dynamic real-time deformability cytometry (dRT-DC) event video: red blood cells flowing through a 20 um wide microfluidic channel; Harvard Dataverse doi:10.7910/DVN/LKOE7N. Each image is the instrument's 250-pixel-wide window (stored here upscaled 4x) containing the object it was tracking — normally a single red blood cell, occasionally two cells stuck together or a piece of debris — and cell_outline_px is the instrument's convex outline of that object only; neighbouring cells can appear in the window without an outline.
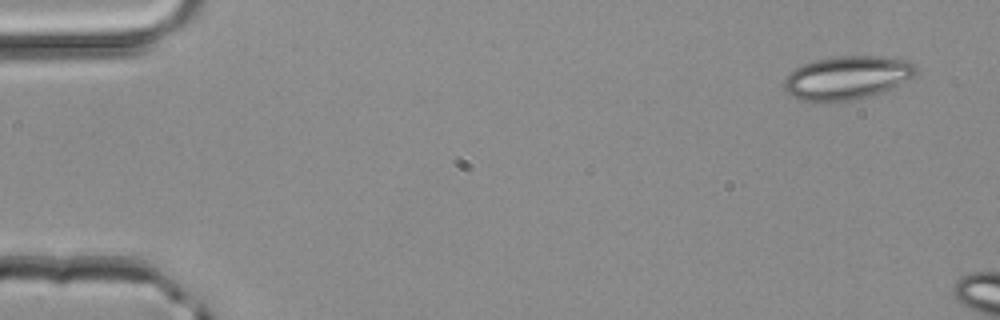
{"species": "common noctule bat (a hibernating species)", "species_latin": "Nyctalus noctula", "temperature_condition": "room temperature", "stored_images_in_passage": 3, "camera_frame_rate_fps": 3000, "um_per_image_px": 0.085, "animal": {"sex": "male", "body_mass_g": 20.4}, "frame": {"image": 1, "passage_image": 1, "time_ms": 0.0, "image_size_px": [1000, 320], "cell_outline_px": [[916, 72], [912, 76], [884, 92], [872, 96], [856, 100], [832, 104], [800, 100], [792, 96], [784, 88], [784, 80], [788, 72], [792, 68], [800, 64], [832, 56], [880, 56], [908, 60], [916, 64]], "centroid_in_image_um": [71.94, 6.63], "position_along_channel_um": 13.1, "area_um2": 34.22}}